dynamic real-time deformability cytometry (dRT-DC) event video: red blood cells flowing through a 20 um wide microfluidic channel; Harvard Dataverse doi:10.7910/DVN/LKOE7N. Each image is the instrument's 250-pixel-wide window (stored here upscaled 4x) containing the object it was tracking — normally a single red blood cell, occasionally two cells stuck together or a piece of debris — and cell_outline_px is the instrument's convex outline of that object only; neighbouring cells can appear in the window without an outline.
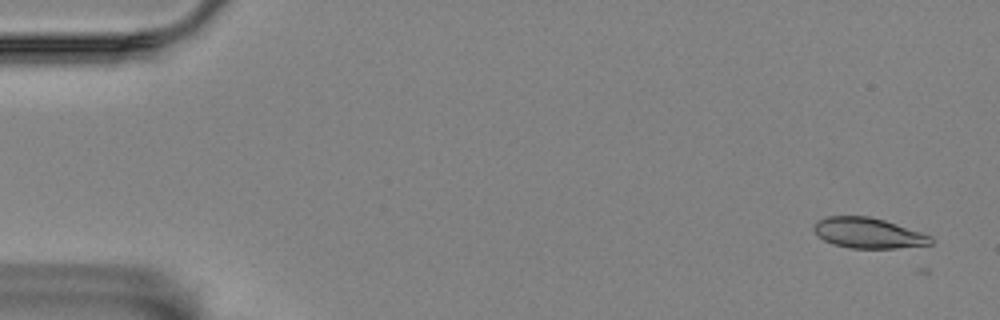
{"species": "Egyptian fruit bat (a non-hibernating species)", "species_latin": "Rousettus aegyptiacus", "temperature_condition": "room temperature", "stored_images_in_passage": 4, "camera_frame_rate_fps": 3000, "um_per_image_px": 0.085, "animal": {"sex": "female"}, "frame": {"image": 1, "passage_image": 3, "time_ms": 0.667, "image_size_px": [1000, 320], "cell_outline_px": [[932, 244], [896, 248], [848, 248], [832, 244], [824, 240], [812, 228], [816, 220], [828, 216], [868, 216], [884, 220], [932, 236]], "centroid_in_image_um": [73.77, 19.81], "position_along_channel_um": 11.2, "area_um2": 20.63}}